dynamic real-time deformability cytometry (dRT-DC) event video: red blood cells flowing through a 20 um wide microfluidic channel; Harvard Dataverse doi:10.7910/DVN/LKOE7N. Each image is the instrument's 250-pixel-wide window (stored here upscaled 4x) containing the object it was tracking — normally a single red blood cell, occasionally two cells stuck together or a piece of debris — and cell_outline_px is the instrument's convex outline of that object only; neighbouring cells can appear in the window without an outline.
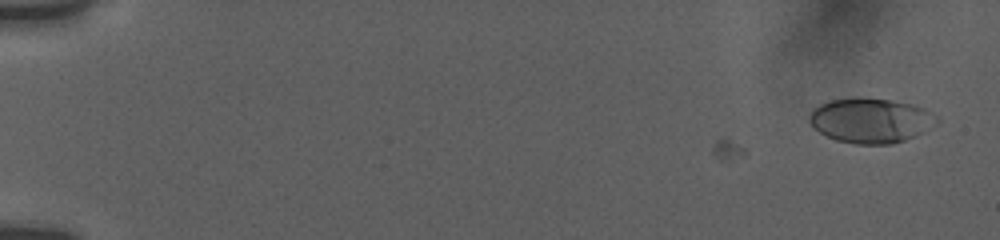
{"species": "human", "species_latin": "Homo sapiens", "temperature_condition": "room temperature", "stored_images_in_passage": 59, "segment_of_instrument_passage": [1, 2], "camera_frame_rate_fps": 3000, "um_per_image_px": 0.085, "donor": {"sex": "female"}, "frame": {"image": 1, "passage_image": 5, "time_ms": 1.333, "image_size_px": [1000, 240], "cell_outline_px": [[900, 140], [884, 144], [860, 144], [840, 140], [828, 136], [820, 132], [812, 124], [812, 112], [816, 108], [824, 104], [836, 100], [884, 100], [900, 104]], "centroid_in_image_um": [73.05, 10.29], "position_along_channel_um": 12.0, "area_um2": 24.39}}
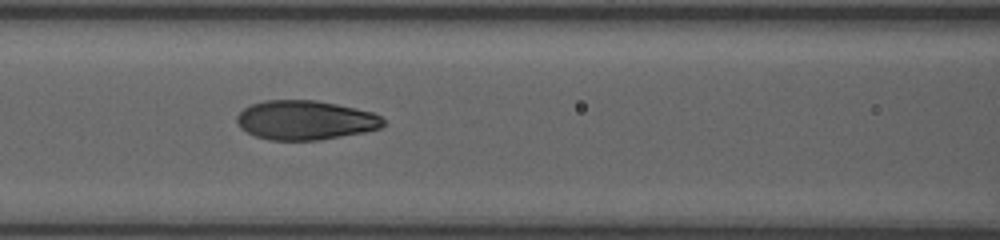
{"frame": {"image": 2, "passage_image": 29, "time_ms": 9.333, "image_size_px": [1000, 240], "cell_outline_px": [[384, 124], [380, 128], [336, 136], [312, 140], [276, 140], [256, 136], [248, 132], [236, 120], [240, 112], [244, 108], [252, 104], [268, 100], [308, 100], [332, 104], [372, 112], [380, 116], [384, 120]], "centroid_in_image_um": [25.92, 10.2], "position_along_channel_um": 140.7, "area_um2": 32.31}}
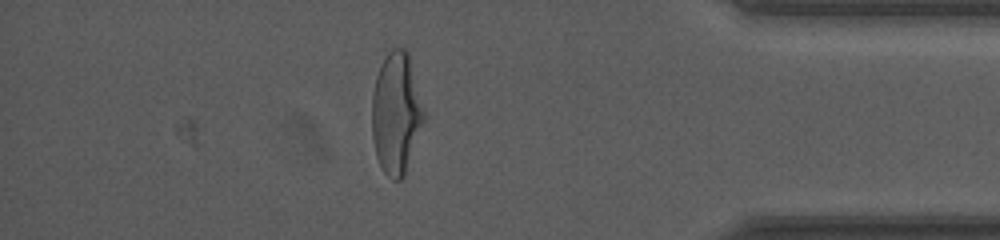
{"frame": {"image": 3, "passage_image": 52, "time_ms": 17.0, "image_size_px": [1000, 240], "cell_outline_px": [[420, 120], [404, 172], [396, 180], [380, 164], [376, 152], [372, 132], [372, 100], [376, 80], [380, 68], [384, 60], [396, 48], [400, 48], [408, 56], [420, 112]], "centroid_in_image_um": [33.56, 9.61], "position_along_channel_um": 401.6, "area_um2": 32.66}}